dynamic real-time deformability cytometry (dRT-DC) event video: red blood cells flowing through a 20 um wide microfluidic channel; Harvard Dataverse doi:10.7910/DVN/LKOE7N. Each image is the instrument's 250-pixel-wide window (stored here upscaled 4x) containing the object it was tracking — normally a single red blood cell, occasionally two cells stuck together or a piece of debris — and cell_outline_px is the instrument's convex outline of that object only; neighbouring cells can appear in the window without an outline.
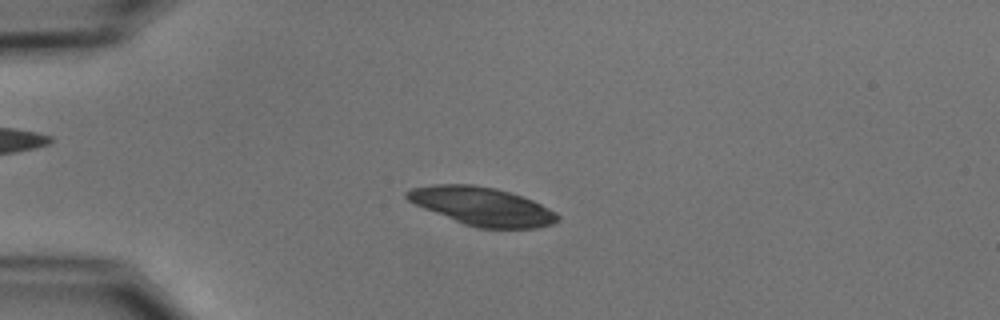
{"species": "common noctule bat (a hibernating species)", "species_latin": "Nyctalus noctula", "temperature_condition": "cold", "stored_images_in_passage": 7, "camera_frame_rate_fps": 3000, "um_per_image_px": 0.085, "animal": {"sex": "male", "body_mass_g": 15.6}, "frame": {"image": 1, "passage_image": 4, "time_ms": 3.667, "image_size_px": [1000, 320], "cell_outline_px": [[560, 220], [552, 224], [536, 228], [476, 228], [464, 224], [424, 208], [408, 200], [404, 196], [404, 192], [412, 188], [436, 184], [472, 184], [496, 188], [532, 200], [556, 212], [560, 216]], "centroid_in_image_um": [40.98, 17.53], "position_along_channel_um": 44.0, "area_um2": 33.41}}